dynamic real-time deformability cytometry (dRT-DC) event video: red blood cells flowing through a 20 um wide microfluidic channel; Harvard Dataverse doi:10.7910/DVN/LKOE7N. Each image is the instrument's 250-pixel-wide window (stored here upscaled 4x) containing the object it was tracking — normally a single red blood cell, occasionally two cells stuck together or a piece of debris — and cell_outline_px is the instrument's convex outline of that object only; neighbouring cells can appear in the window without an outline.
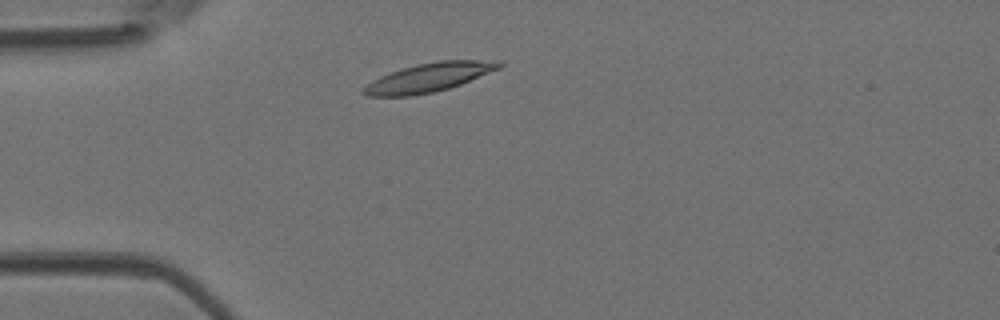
{"species": "Egyptian fruit bat (a non-hibernating species)", "species_latin": "Rousettus aegyptiacus", "temperature_condition": "room temperature", "stored_images_in_passage": 3, "camera_frame_rate_fps": 3000, "um_per_image_px": 0.085, "animal": {"sex": "female"}, "frame": {"image": 1, "passage_image": 2, "time_ms": 0.333, "image_size_px": [1000, 320], "cell_outline_px": [[504, 64], [500, 68], [460, 84], [448, 88], [432, 92], [412, 96], [364, 96], [360, 92], [360, 88], [372, 80], [380, 76], [416, 64], [436, 60], [500, 60]], "centroid_in_image_um": [36.42, 6.58], "position_along_channel_um": 48.6, "area_um2": 22.83}}